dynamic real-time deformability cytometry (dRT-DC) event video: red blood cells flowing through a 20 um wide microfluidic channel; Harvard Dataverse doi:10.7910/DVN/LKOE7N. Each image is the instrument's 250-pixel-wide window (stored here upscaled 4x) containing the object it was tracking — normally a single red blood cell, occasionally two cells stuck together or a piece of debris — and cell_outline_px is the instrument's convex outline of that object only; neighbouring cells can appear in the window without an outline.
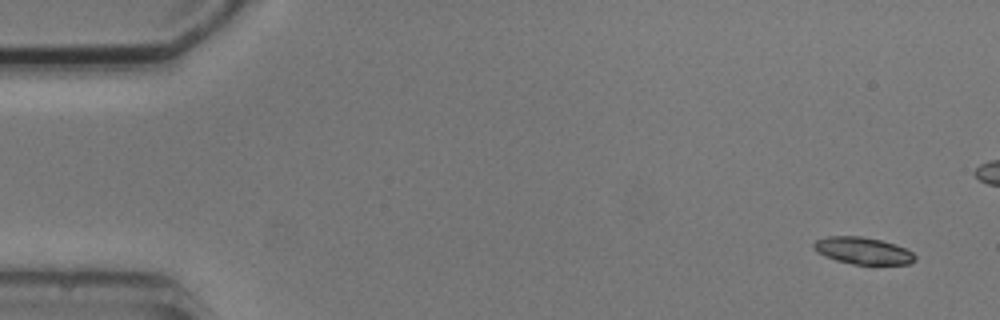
{"species": "common noctule bat (a hibernating species)", "species_latin": "Nyctalus noctula", "temperature_condition": "cold", "stored_images_in_passage": 5, "camera_frame_rate_fps": 3000, "um_per_image_px": 0.085, "animal": {"sex": "male", "body_mass_g": 20.5, "forearm_length_mm": 52.5}, "frame": {"image": 1, "passage_image": 1, "time_ms": 0.0, "image_size_px": [1000, 320], "cell_outline_px": [[916, 260], [908, 264], [852, 264], [836, 260], [824, 256], [816, 252], [812, 248], [812, 244], [816, 240], [828, 236], [860, 236], [880, 240], [896, 244], [912, 252], [916, 256]], "centroid_in_image_um": [73.32, 21.31], "position_along_channel_um": 11.7, "area_um2": 15.95}}